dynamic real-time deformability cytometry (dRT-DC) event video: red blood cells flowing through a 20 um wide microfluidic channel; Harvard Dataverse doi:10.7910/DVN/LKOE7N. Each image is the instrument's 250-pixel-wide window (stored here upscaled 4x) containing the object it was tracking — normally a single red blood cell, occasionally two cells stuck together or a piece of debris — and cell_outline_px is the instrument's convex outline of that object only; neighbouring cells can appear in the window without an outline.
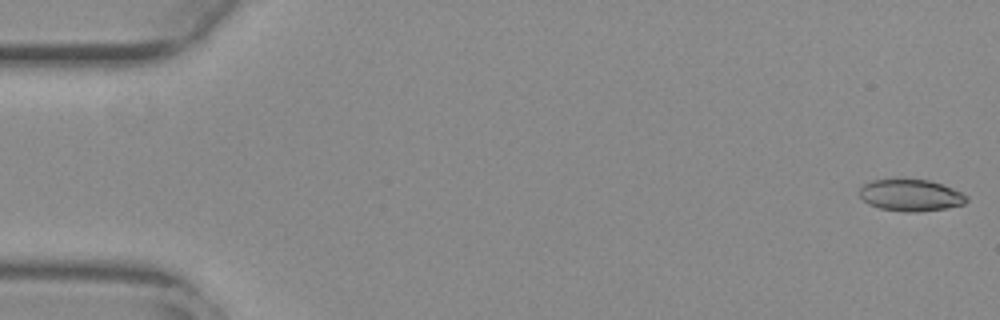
{"species": "common noctule bat (a hibernating species)", "species_latin": "Nyctalus noctula", "temperature_condition": "warm", "stored_images_in_passage": 53, "camera_frame_rate_fps": 3000, "um_per_image_px": 0.085, "animal": {"sex": "female", "body_mass_g": 29.2, "forearm_length_mm": 56.3}, "frame": {"image": 1, "passage_image": 1, "time_ms": 0.0, "image_size_px": [1000, 320], "cell_outline_px": [[968, 200], [964, 204], [948, 208], [920, 212], [904, 212], [880, 208], [868, 204], [860, 196], [860, 188], [864, 184], [872, 180], [904, 176], [928, 180], [952, 188], [968, 196]], "centroid_in_image_um": [77.39, 16.56], "position_along_channel_um": 7.6, "area_um2": 20.46}}
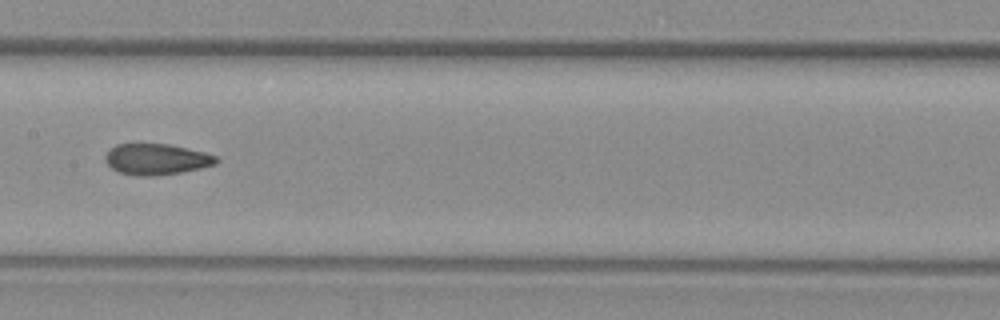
{"frame": {"image": 2, "passage_image": 28, "time_ms": 9.0, "image_size_px": [1000, 320], "cell_outline_px": [[220, 160], [216, 164], [200, 168], [180, 172], [156, 176], [132, 176], [120, 172], [112, 168], [104, 160], [104, 156], [116, 144], [168, 144], [204, 152], [216, 156]], "centroid_in_image_um": [13.29, 13.54], "position_along_channel_um": 194.1, "area_um2": 20.0}}
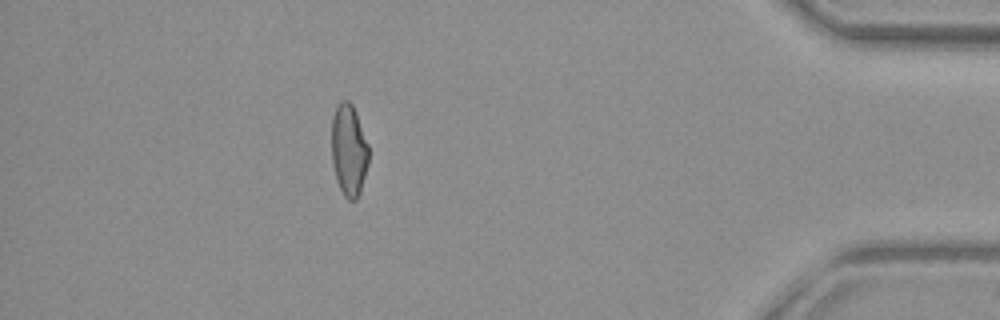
{"frame": {"image": 3, "passage_image": 49, "time_ms": 16.0, "image_size_px": [1000, 320], "cell_outline_px": [[368, 164], [360, 192], [356, 200], [348, 200], [344, 196], [336, 180], [332, 164], [332, 116], [340, 100], [348, 100], [352, 104], [356, 112], [368, 144]], "centroid_in_image_um": [29.64, 12.76], "position_along_channel_um": 405.6, "area_um2": 19.88}}